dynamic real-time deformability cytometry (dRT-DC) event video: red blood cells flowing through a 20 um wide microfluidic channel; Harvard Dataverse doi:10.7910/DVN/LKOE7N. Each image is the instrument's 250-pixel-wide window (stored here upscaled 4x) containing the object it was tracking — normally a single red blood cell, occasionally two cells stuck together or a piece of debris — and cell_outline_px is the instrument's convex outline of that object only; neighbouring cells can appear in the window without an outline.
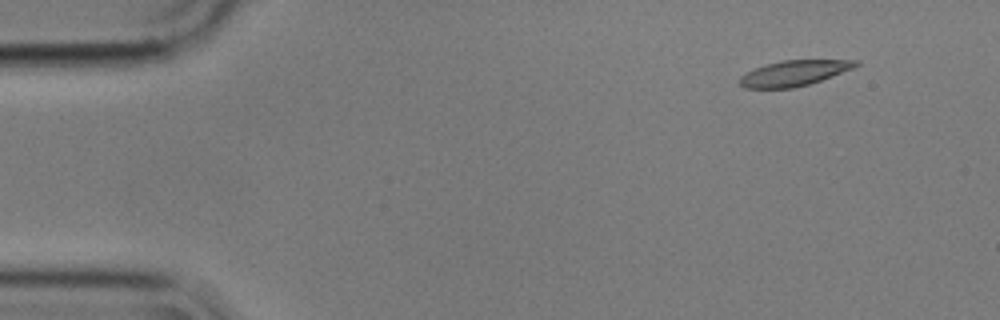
{"species": "common noctule bat (a hibernating species)", "species_latin": "Nyctalus noctula", "temperature_condition": "cold", "stored_images_in_passage": 5, "camera_frame_rate_fps": 3000, "um_per_image_px": 0.085, "animal": {"sex": "male", "body_mass_g": 17.9}, "frame": {"image": 1, "passage_image": 2, "time_ms": 0.333, "image_size_px": [1000, 320], "cell_outline_px": [[860, 64], [852, 68], [832, 76], [808, 84], [792, 88], [744, 88], [736, 80], [740, 76], [756, 68], [768, 64], [784, 60], [860, 60]], "centroid_in_image_um": [67.47, 6.22], "position_along_channel_um": 17.5, "area_um2": 16.99}}
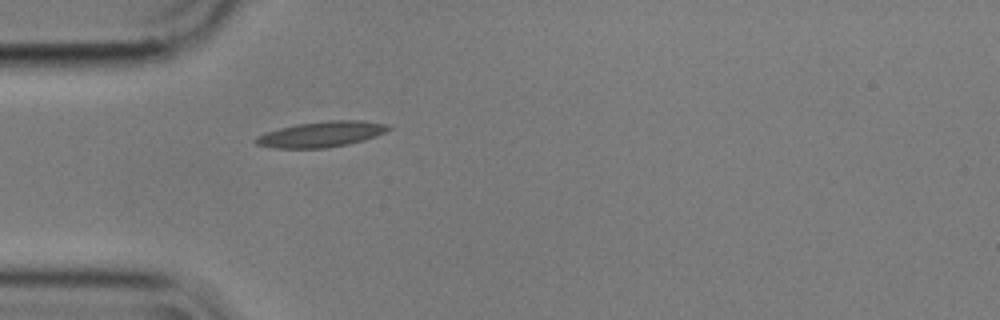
{"frame": {"image": 2, "passage_image": 5, "time_ms": 1.333, "image_size_px": [1000, 320], "cell_outline_px": [[392, 128], [376, 136], [364, 140], [348, 144], [328, 148], [272, 148], [256, 144], [252, 140], [256, 136], [264, 132], [296, 124], [328, 120], [364, 120], [388, 124]], "centroid_in_image_um": [27.29, 11.41], "position_along_channel_um": 57.7, "area_um2": 20.06}}